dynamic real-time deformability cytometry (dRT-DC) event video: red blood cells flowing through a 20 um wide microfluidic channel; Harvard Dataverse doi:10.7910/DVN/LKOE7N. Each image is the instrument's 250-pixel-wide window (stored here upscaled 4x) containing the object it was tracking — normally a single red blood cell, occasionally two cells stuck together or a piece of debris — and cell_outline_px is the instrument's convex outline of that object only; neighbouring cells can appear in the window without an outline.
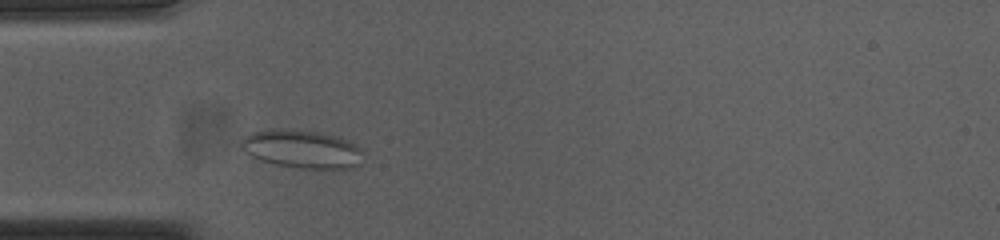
{"species": "common noctule bat (a hibernating species)", "species_latin": "Nyctalus noctula", "temperature_condition": "cold", "stored_images_in_passage": 36, "camera_frame_rate_fps": 3000, "um_per_image_px": 0.085, "animal": {"sex": "female", "body_mass_g": 23.0, "forearm_length_mm": 53.4}, "frame": {"image": 1, "passage_image": 6, "time_ms": 1.667, "image_size_px": [1000, 240], "cell_outline_px": [[360, 164], [352, 168], [300, 168], [276, 164], [260, 160], [244, 152], [240, 148], [240, 144], [244, 136], [252, 132], [268, 128], [292, 128], [320, 132], [336, 136], [348, 140], [356, 144], [360, 148]], "centroid_in_image_um": [25.61, 12.64], "position_along_channel_um": 59.4, "area_um2": 27.4}}
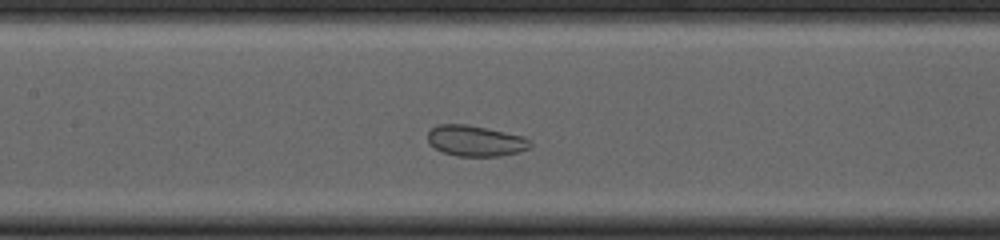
{"frame": {"image": 2, "passage_image": 15, "time_ms": 4.667, "image_size_px": [1000, 240], "cell_outline_px": [[532, 144], [528, 148], [520, 152], [500, 156], [456, 156], [444, 152], [428, 144], [428, 132], [436, 124], [468, 124], [524, 136], [532, 140]], "centroid_in_image_um": [40.43, 11.97], "position_along_channel_um": 167.0, "area_um2": 18.55}}
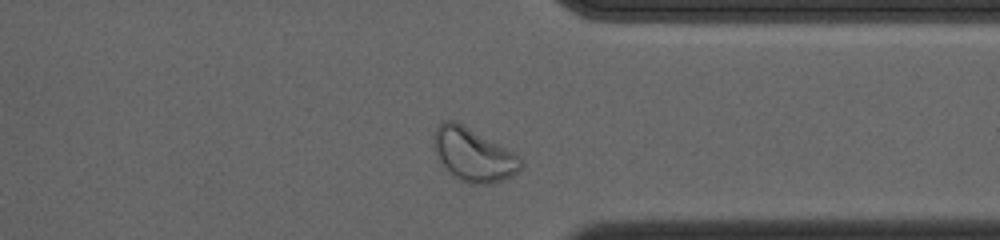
{"frame": {"image": 3, "passage_image": 32, "time_ms": 10.333, "image_size_px": [1000, 240], "cell_outline_px": [[524, 164], [516, 172], [504, 180], [492, 184], [472, 184], [460, 180], [452, 176], [448, 172], [432, 148], [432, 136], [436, 128], [444, 120], [456, 120], [520, 156]], "centroid_in_image_um": [40.2, 13.15], "position_along_channel_um": 371.2, "area_um2": 27.11}, "authors_computed_cell_mechanics": {"area_um2": 21.1259, "velocity_mm_per_s": 3.6604, "shape_relaxation_time_tau1_ms": null, "shape_relaxation_time_tau2_ms": 2.1912, "deformation_change_tau1": null, "deformation_change_tau2": 0.0543}}